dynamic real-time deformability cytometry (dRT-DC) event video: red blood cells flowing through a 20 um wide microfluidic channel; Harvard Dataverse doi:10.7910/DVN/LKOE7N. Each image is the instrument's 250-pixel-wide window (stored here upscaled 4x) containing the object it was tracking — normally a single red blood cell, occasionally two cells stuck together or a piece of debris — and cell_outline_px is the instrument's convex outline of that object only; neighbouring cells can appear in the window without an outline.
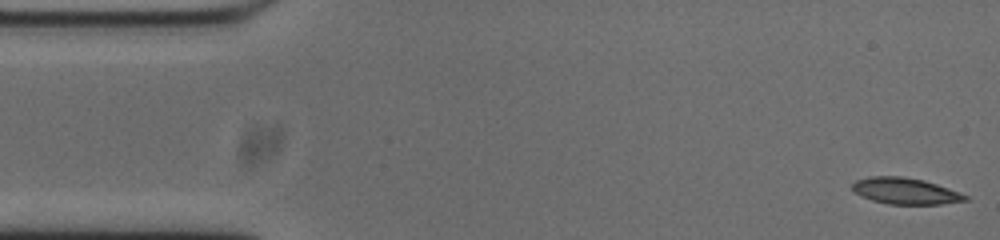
{"species": "common noctule bat (a hibernating species)", "species_latin": "Nyctalus noctula", "temperature_condition": "cold", "stored_images_in_passage": 46, "camera_frame_rate_fps": 3000, "um_per_image_px": 0.085, "animal": {"sex": "male", "body_mass_g": 20.0, "forearm_length_mm": 53.3}, "frame": {"image": 1, "passage_image": 1, "time_ms": 0.0, "image_size_px": [1000, 240], "cell_outline_px": [[968, 200], [940, 204], [888, 204], [872, 200], [856, 192], [852, 188], [852, 184], [856, 180], [868, 176], [904, 176], [924, 180], [960, 192], [968, 196]], "centroid_in_image_um": [76.96, 16.22], "position_along_channel_um": 8.0, "area_um2": 17.22}}
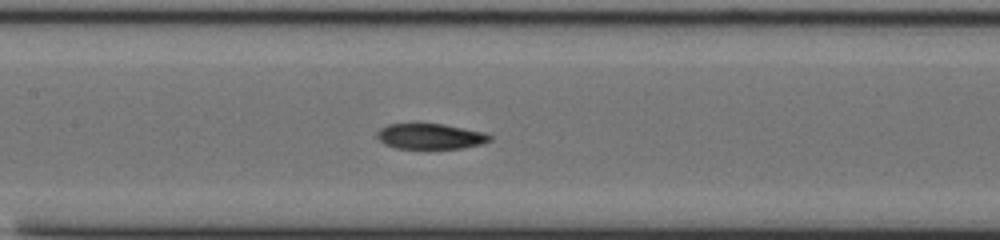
{"frame": {"image": 2, "passage_image": 23, "time_ms": 7.333, "image_size_px": [1000, 240], "cell_outline_px": [[492, 140], [480, 144], [464, 148], [396, 148], [384, 144], [376, 136], [376, 132], [380, 128], [388, 124], [444, 124], [484, 132], [492, 136]], "centroid_in_image_um": [36.58, 11.59], "position_along_channel_um": 170.8, "area_um2": 16.7}}
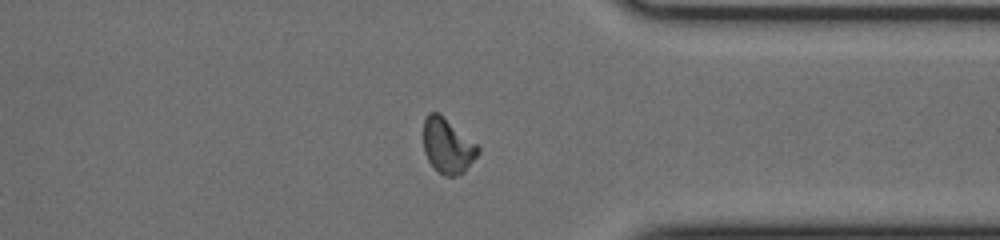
{"frame": {"image": 3, "passage_image": 40, "time_ms": 13.0, "image_size_px": [1000, 240], "cell_outline_px": [[480, 152], [464, 172], [456, 176], [444, 176], [428, 160], [424, 152], [424, 120], [428, 112], [440, 112], [476, 144], [480, 148]], "centroid_in_image_um": [38.05, 12.37], "position_along_channel_um": 373.4, "area_um2": 17.4}, "authors_computed_cell_mechanics": {"area_um2": 17.3978, "velocity_mm_per_s": 3.7393, "shape_relaxation_time_tau1_ms": 10.7241, "shape_relaxation_time_tau2_ms": 10.325, "deformation_change_tau1": 0.239, "deformation_change_tau2": 0.1333}}